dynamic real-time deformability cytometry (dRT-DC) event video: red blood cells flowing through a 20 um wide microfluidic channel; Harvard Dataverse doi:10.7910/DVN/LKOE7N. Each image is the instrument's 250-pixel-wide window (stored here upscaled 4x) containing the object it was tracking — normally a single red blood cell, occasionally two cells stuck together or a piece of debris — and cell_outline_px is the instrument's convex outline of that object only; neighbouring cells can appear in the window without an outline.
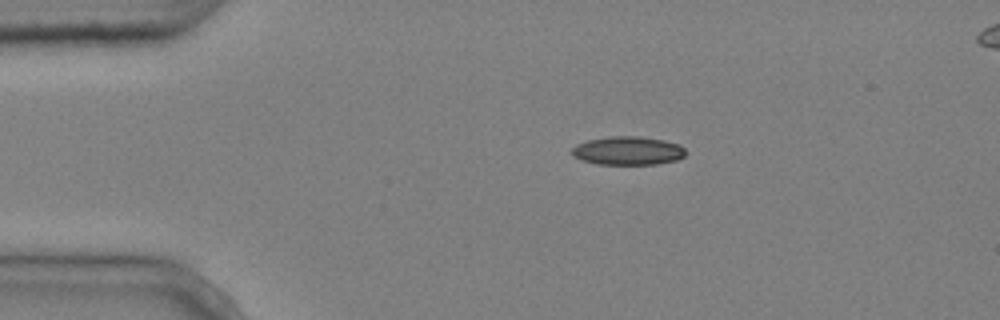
{"species": "common noctule bat (a hibernating species)", "species_latin": "Nyctalus noctula", "temperature_condition": "cold", "stored_images_in_passage": 4, "camera_frame_rate_fps": 3000, "um_per_image_px": 0.085, "animal": {"sex": "male", "body_mass_g": 20.4}, "frame": {"image": 1, "passage_image": 1, "time_ms": 0.0, "image_size_px": [1000, 320], "cell_outline_px": [[688, 152], [684, 156], [676, 160], [656, 164], [596, 164], [572, 156], [572, 148], [576, 144], [588, 140], [608, 136], [640, 136], [664, 140], [680, 144]], "centroid_in_image_um": [53.39, 12.8], "position_along_channel_um": 31.6, "area_um2": 19.02}}
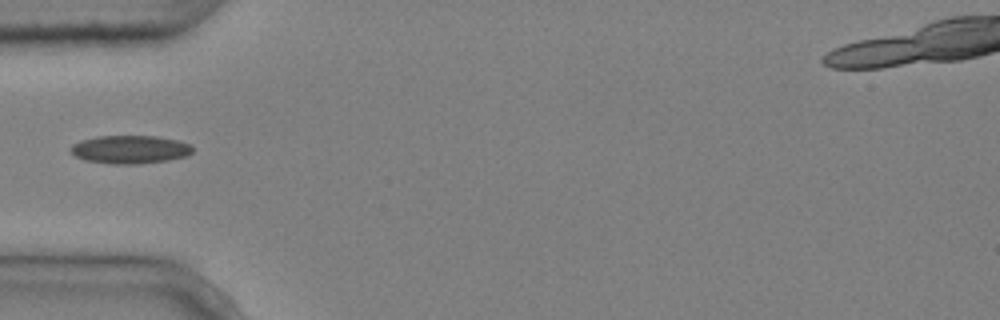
{"frame": {"image": 2, "passage_image": 3, "time_ms": 0.667, "image_size_px": [1000, 320], "cell_outline_px": [[192, 152], [188, 156], [168, 160], [140, 164], [112, 164], [84, 160], [68, 152], [68, 148], [72, 144], [80, 140], [96, 136], [156, 136], [180, 140], [192, 144]], "centroid_in_image_um": [11.04, 12.7], "position_along_channel_um": 74.0, "area_um2": 20.46}}